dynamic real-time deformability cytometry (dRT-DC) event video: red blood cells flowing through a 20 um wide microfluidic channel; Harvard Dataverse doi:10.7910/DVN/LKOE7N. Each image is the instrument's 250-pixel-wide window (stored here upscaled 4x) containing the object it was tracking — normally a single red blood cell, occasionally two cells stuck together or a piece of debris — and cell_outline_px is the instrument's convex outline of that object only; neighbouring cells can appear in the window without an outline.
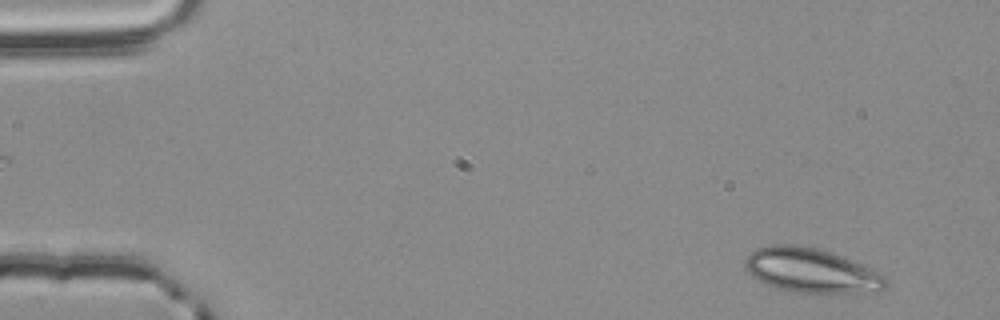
{"species": "common noctule bat (a hibernating species)", "species_latin": "Nyctalus noctula", "temperature_condition": "room temperature", "stored_images_in_passage": 55, "camera_frame_rate_fps": 3000, "um_per_image_px": 0.085, "animal": {"sex": "male", "body_mass_g": 20.4}, "frame": {"image": 1, "passage_image": 4, "time_ms": 1.0, "image_size_px": [1000, 320], "cell_outline_px": [[888, 284], [880, 292], [800, 292], [780, 288], [768, 284], [752, 276], [744, 268], [744, 260], [756, 248], [772, 244], [792, 244], [816, 248], [840, 256], [876, 272], [884, 276], [888, 280]], "centroid_in_image_um": [68.92, 22.98], "position_along_channel_um": 16.1, "area_um2": 35.6}}
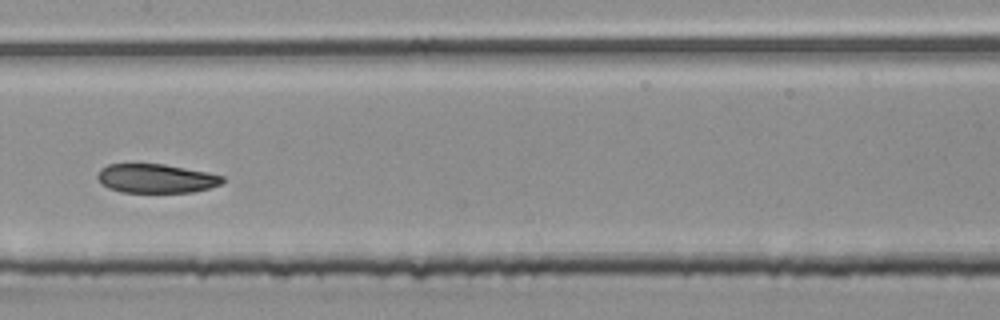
{"frame": {"image": 2, "passage_image": 28, "time_ms": 9.0, "image_size_px": [1000, 320], "cell_outline_px": [[224, 180], [220, 184], [208, 188], [192, 192], [120, 192], [108, 188], [96, 176], [100, 168], [108, 164], [164, 164], [208, 172], [224, 176]], "centroid_in_image_um": [13.26, 15.16], "position_along_channel_um": 194.1, "area_um2": 21.04}}
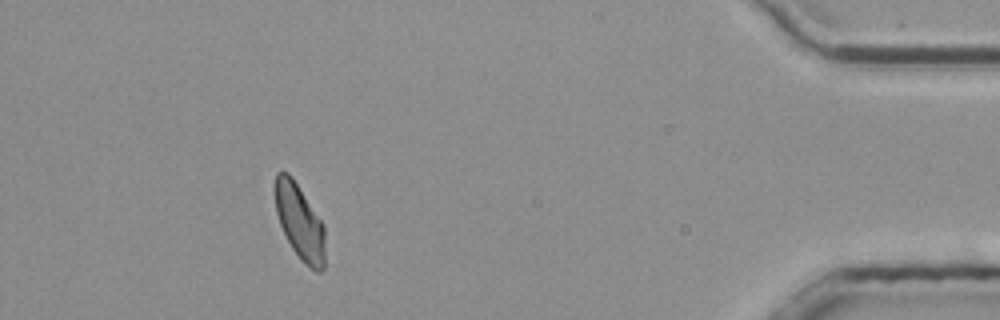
{"frame": {"image": 3, "passage_image": 50, "time_ms": 16.333, "image_size_px": [1000, 320], "cell_outline_px": [[324, 268], [320, 272], [316, 272], [304, 264], [300, 260], [292, 248], [280, 224], [276, 212], [276, 172], [288, 172], [292, 176], [324, 224]], "centroid_in_image_um": [25.5, 18.89], "position_along_channel_um": 409.7, "area_um2": 21.73}, "authors_computed_cell_mechanics": {"area_um2": 22.7154, "velocity_mm_per_s": 3.7621, "shape_relaxation_time_tau1_ms": 6.0261, "shape_relaxation_time_tau2_ms": 5.0717, "deformation_change_tau1": 0.1187, "deformation_change_tau2": 0.0864}}